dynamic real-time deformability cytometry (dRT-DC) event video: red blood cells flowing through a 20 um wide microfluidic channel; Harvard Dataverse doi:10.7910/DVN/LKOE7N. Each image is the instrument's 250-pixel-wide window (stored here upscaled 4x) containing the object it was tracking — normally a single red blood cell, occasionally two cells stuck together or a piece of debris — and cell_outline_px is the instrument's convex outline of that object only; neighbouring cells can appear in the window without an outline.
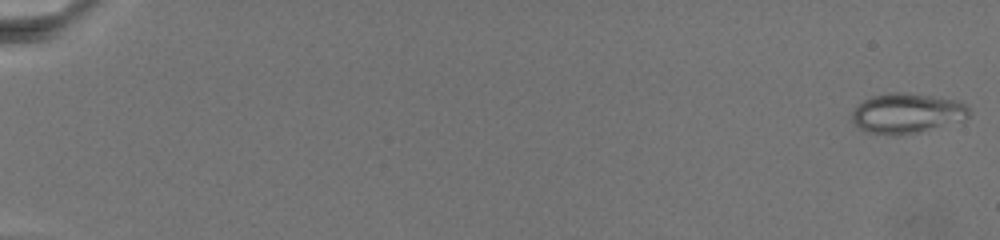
{"species": "common noctule bat (a hibernating species)", "species_latin": "Nyctalus noctula", "temperature_condition": "warm", "stored_images_in_passage": 38, "camera_frame_rate_fps": 3000, "um_per_image_px": 0.085, "animal": {"sex": "female", "body_mass_g": 19.5, "forearm_length_mm": 54.1}, "frame": {"image": 1, "passage_image": 2, "time_ms": 0.333, "image_size_px": [1000, 240], "cell_outline_px": [[972, 112], [968, 116], [960, 120], [920, 132], [896, 136], [892, 136], [864, 132], [856, 128], [852, 120], [852, 112], [864, 100], [872, 96], [896, 92], [900, 92], [932, 96], [956, 100], [964, 104]], "centroid_in_image_um": [77.03, 9.65], "position_along_channel_um": 8.0, "area_um2": 27.22}}